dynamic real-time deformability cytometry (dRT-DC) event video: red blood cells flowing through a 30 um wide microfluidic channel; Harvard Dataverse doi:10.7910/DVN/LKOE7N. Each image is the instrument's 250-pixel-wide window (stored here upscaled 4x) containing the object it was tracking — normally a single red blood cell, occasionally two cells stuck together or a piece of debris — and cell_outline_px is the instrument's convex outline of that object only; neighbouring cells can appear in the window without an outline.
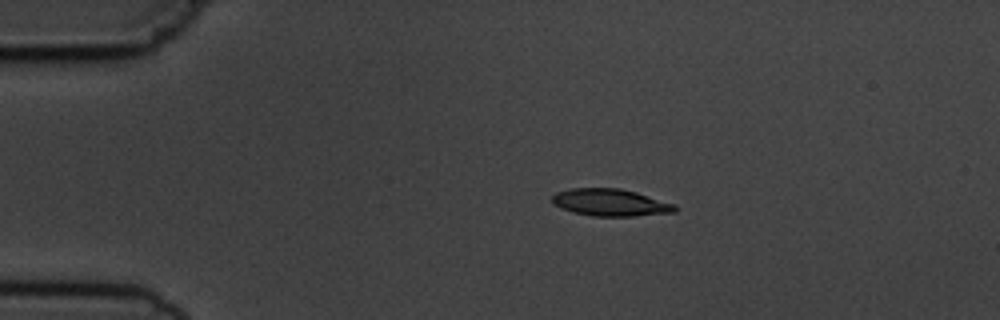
{"species": "common noctule bat (a hibernating species)", "species_latin": "Nyctalus noctula", "temperature_condition": "cold", "stored_images_in_passage": 4, "camera_frame_rate_fps": 3000, "um_per_image_px": 0.085, "animal": {"sex": "male", "body_mass_g": 19.5, "forearm_length_mm": 54.6}, "frame": {"image": 1, "passage_image": 2, "time_ms": 2.0, "image_size_px": [1000, 320], "cell_outline_px": [[676, 212], [632, 216], [592, 216], [572, 212], [560, 208], [552, 204], [552, 196], [556, 192], [572, 188], [620, 188], [636, 192], [676, 204]], "centroid_in_image_um": [51.86, 17.21], "position_along_channel_um": 33.1, "area_um2": 19.54}}
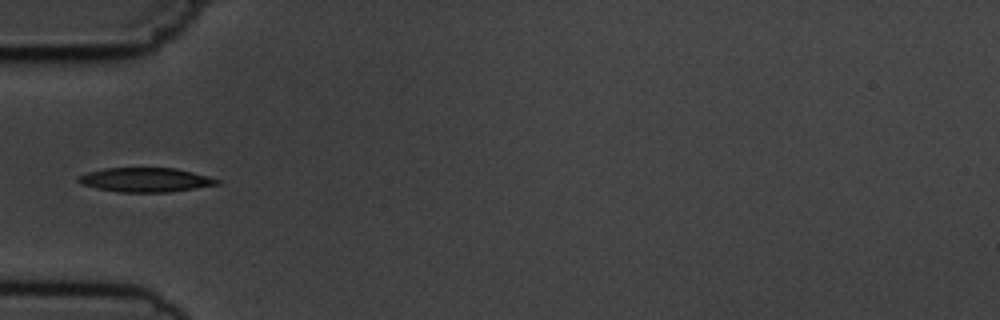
{"frame": {"image": 2, "passage_image": 4, "time_ms": 4.333, "image_size_px": [1000, 320], "cell_outline_px": [[220, 184], [172, 192], [120, 192], [96, 188], [80, 184], [76, 180], [76, 176], [88, 172], [104, 168], [176, 168], [208, 176], [220, 180]], "centroid_in_image_um": [12.34, 15.29], "position_along_channel_um": 72.7, "area_um2": 19.71}}